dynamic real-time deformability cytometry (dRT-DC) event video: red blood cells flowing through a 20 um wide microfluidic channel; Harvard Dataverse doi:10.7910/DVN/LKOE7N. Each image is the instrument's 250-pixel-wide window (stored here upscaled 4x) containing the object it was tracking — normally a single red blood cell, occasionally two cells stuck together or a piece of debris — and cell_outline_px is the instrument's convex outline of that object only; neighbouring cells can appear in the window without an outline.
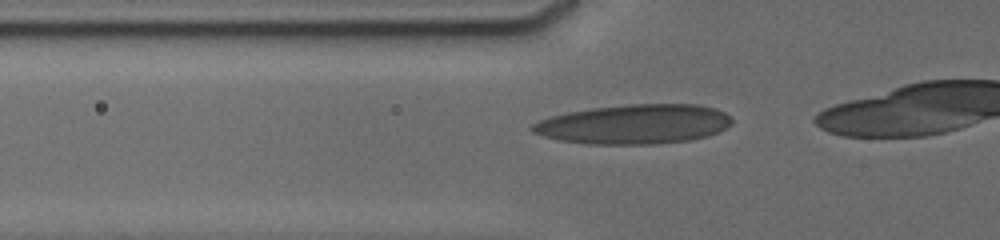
{"species": "human", "species_latin": "Homo sapiens", "temperature_condition": "cold", "stored_images_in_passage": 7, "camera_frame_rate_fps": 3000, "um_per_image_px": 0.085, "donor": {"sex": "male"}, "frame": {"image": 1, "passage_image": 5, "time_ms": 2.0, "image_size_px": [1000, 240], "cell_outline_px": [[732, 124], [720, 132], [708, 136], [692, 140], [652, 144], [588, 144], [560, 140], [544, 136], [532, 132], [528, 128], [532, 124], [540, 120], [552, 116], [568, 112], [592, 108], [628, 104], [700, 104], [716, 108], [724, 112], [732, 120]], "centroid_in_image_um": [53.94, 10.55], "position_along_channel_um": 71.9, "area_um2": 46.18}}